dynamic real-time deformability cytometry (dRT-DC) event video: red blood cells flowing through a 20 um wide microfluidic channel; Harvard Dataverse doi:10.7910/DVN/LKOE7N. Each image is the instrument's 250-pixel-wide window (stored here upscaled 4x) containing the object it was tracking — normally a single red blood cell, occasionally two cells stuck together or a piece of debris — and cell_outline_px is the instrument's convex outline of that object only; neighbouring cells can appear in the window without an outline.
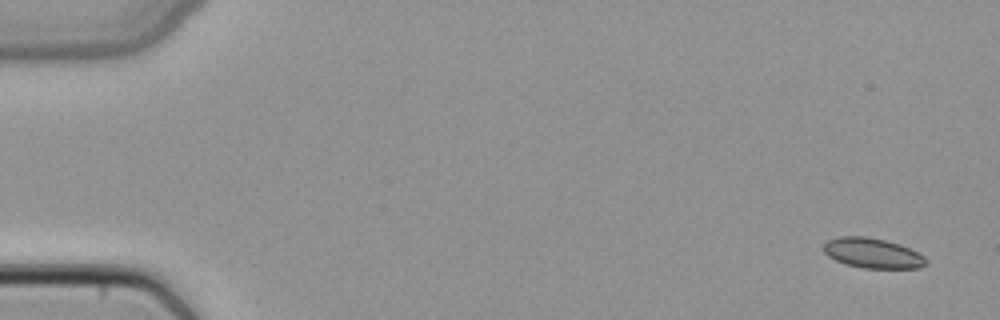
{"species": "common noctule bat (a hibernating species)", "species_latin": "Nyctalus noctula", "temperature_condition": "cold", "stored_images_in_passage": 4, "camera_frame_rate_fps": 3000, "um_per_image_px": 0.085, "animal": {"sex": "female", "body_mass_g": 22.7, "forearm_length_mm": 54.2}, "frame": {"image": 1, "passage_image": 1, "time_ms": 0.0, "image_size_px": [1000, 320], "cell_outline_px": [[928, 260], [920, 268], [864, 268], [844, 264], [828, 256], [824, 252], [824, 244], [828, 240], [840, 236], [868, 236], [900, 244], [924, 256]], "centroid_in_image_um": [74.15, 21.51], "position_along_channel_um": 10.8, "area_um2": 17.86}}
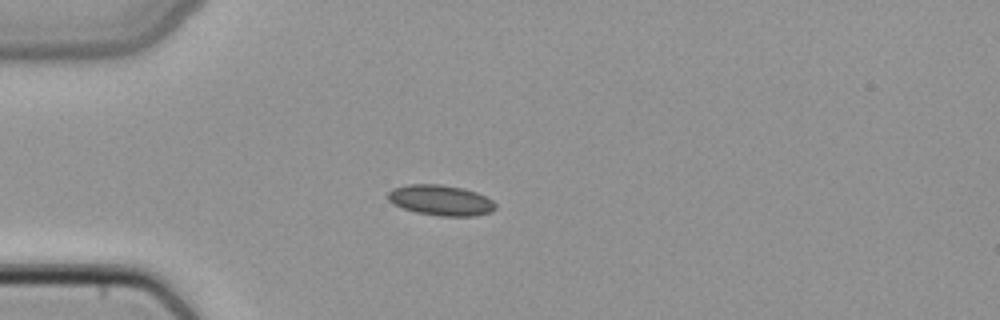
{"frame": {"image": 2, "passage_image": 4, "time_ms": 1.0, "image_size_px": [1000, 320], "cell_outline_px": [[496, 208], [492, 212], [476, 216], [440, 216], [416, 212], [392, 204], [388, 200], [388, 192], [392, 188], [408, 184], [440, 184], [464, 188], [476, 192], [492, 200], [496, 204]], "centroid_in_image_um": [37.47, 17.02], "position_along_channel_um": 47.5, "area_um2": 19.25}}